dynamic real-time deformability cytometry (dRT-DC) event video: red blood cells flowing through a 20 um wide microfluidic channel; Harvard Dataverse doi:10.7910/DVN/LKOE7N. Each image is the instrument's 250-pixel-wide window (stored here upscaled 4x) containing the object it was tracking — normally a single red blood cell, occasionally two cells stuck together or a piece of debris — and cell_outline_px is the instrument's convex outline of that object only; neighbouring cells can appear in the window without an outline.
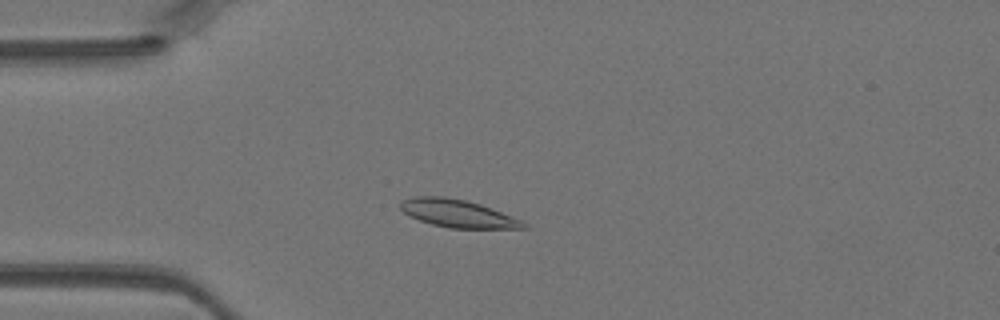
{"species": "Egyptian fruit bat (a non-hibernating species)", "species_latin": "Rousettus aegyptiacus", "temperature_condition": "warm", "stored_images_in_passage": 43, "camera_frame_rate_fps": 3000, "um_per_image_px": 0.085, "animal": {"sex": "female"}, "frame": {"image": 1, "passage_image": 10, "time_ms": 3.0, "image_size_px": [1000, 320], "cell_outline_px": [[528, 228], [448, 228], [432, 224], [408, 216], [400, 208], [400, 204], [404, 200], [416, 196], [444, 196], [464, 200], [480, 204], [512, 216], [528, 224]], "centroid_in_image_um": [38.9, 18.15], "position_along_channel_um": 46.1, "area_um2": 19.71}}
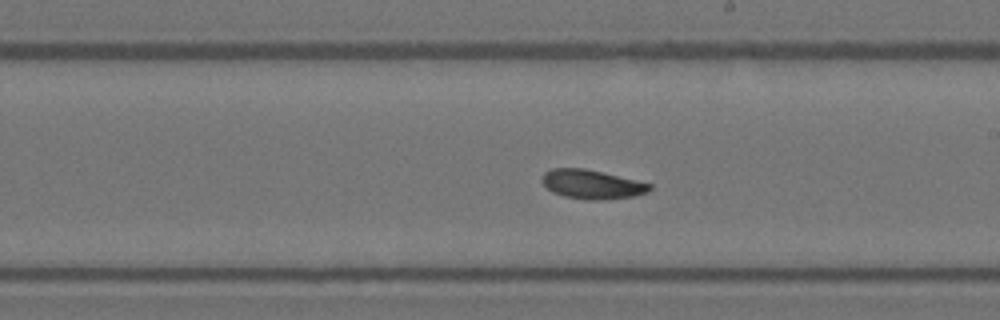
{"frame": {"image": 2, "passage_image": 24, "time_ms": 7.667, "image_size_px": [1000, 320], "cell_outline_px": [[652, 188], [648, 192], [632, 196], [600, 200], [584, 200], [564, 196], [552, 192], [540, 180], [544, 172], [552, 168], [584, 168], [636, 180], [652, 184]], "centroid_in_image_um": [50.28, 15.67], "position_along_channel_um": 238.7, "area_um2": 18.21}}
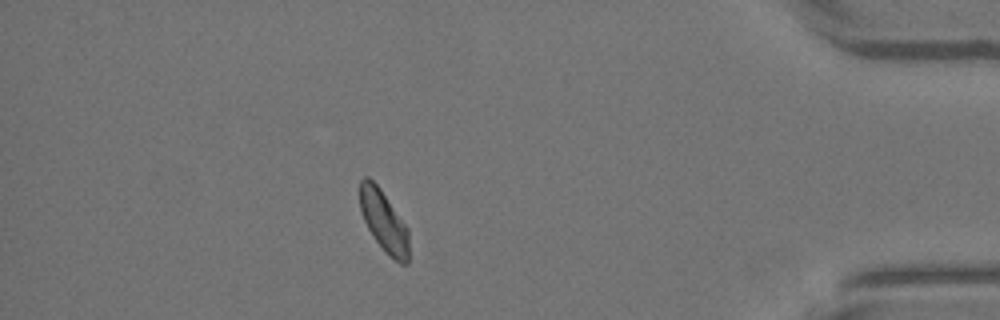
{"frame": {"image": 3, "passage_image": 38, "time_ms": 12.333, "image_size_px": [1000, 320], "cell_outline_px": [[408, 264], [400, 264], [388, 256], [372, 236], [364, 220], [360, 208], [360, 180], [364, 176], [368, 176], [380, 188], [408, 228]], "centroid_in_image_um": [32.62, 18.82], "position_along_channel_um": 402.6, "area_um2": 17.51}}